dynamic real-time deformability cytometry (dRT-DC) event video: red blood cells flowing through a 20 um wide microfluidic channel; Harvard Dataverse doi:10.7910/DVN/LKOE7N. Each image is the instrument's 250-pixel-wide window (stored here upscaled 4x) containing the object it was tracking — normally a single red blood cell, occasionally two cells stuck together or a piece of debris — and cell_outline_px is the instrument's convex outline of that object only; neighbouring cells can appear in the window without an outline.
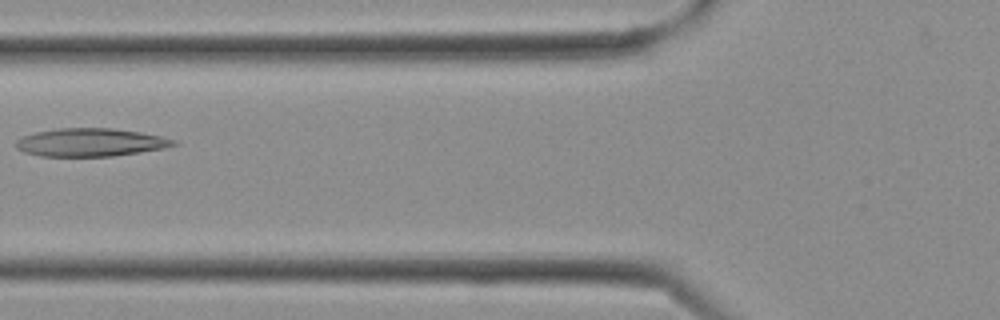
{"species": "Egyptian fruit bat (a non-hibernating species)", "species_latin": "Rousettus aegyptiacus", "temperature_condition": "cold", "stored_images_in_passage": 10, "camera_frame_rate_fps": 3000, "um_per_image_px": 0.085, "frame": {"image": 1, "passage_image": 9, "time_ms": 2.667, "image_size_px": [1000, 320], "cell_outline_px": [[180, 144], [164, 148], [140, 152], [112, 156], [40, 156], [24, 152], [16, 148], [16, 140], [24, 136], [36, 132], [60, 128], [112, 128], [140, 132], [160, 136], [176, 140]], "centroid_in_image_um": [7.71, 12.1], "position_along_channel_um": 118.1, "area_um2": 25.72}}